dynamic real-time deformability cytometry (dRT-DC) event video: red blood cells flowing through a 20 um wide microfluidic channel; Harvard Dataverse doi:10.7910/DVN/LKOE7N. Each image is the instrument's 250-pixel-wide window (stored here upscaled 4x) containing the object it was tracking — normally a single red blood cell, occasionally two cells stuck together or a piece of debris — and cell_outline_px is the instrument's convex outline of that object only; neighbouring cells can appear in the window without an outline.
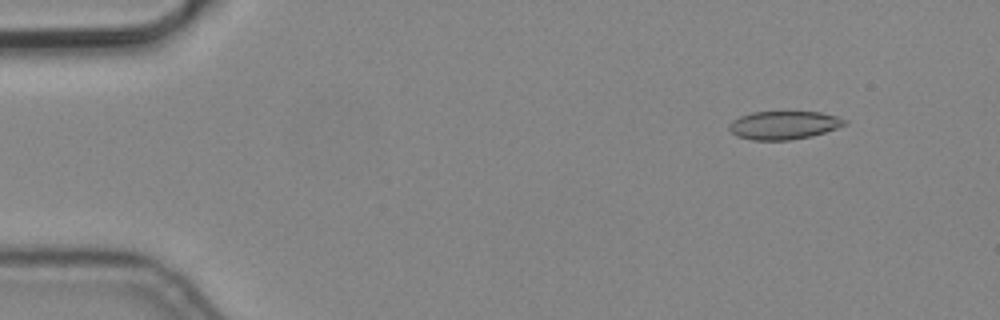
{"species": "common noctule bat (a hibernating species)", "species_latin": "Nyctalus noctula", "temperature_condition": "cold", "stored_images_in_passage": 5, "camera_frame_rate_fps": 3000, "um_per_image_px": 0.085, "animal": {"sex": "male", "body_mass_g": 19.2, "forearm_length_mm": 51.8}, "frame": {"image": 1, "passage_image": 2, "time_ms": 0.333, "image_size_px": [1000, 320], "cell_outline_px": [[848, 124], [812, 136], [788, 140], [752, 140], [736, 136], [728, 128], [728, 124], [732, 120], [740, 116], [752, 112], [820, 112], [836, 116], [848, 120]], "centroid_in_image_um": [66.61, 10.64], "position_along_channel_um": 18.4, "area_um2": 19.07}}